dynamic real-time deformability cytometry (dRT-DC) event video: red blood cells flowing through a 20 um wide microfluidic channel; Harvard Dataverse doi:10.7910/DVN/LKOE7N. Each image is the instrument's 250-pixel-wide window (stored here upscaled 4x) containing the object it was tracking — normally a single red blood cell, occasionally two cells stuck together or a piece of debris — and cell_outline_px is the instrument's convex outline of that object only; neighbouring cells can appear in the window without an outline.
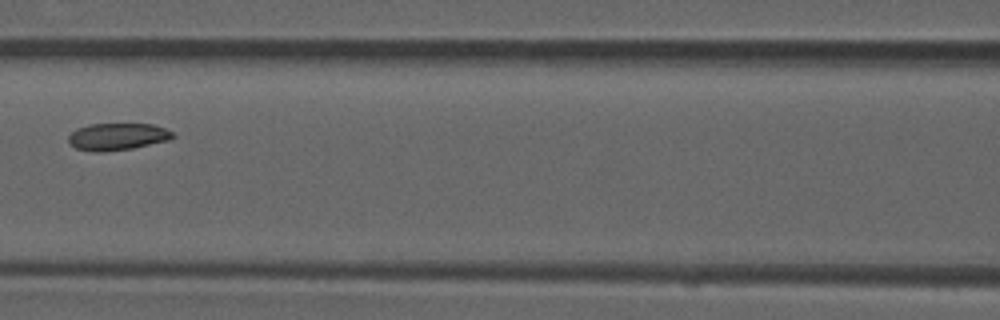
{"species": "common noctule bat (a hibernating species)", "species_latin": "Nyctalus noctula", "temperature_condition": "room temperature", "stored_images_in_passage": 6, "camera_frame_rate_fps": 3000, "um_per_image_px": 0.085, "animal": {"sex": "male", "forearm_length_mm": 52.5}, "frame": {"image": 1, "passage_image": 6, "time_ms": 1.667, "image_size_px": [1000, 320], "cell_outline_px": [[176, 136], [172, 140], [132, 148], [104, 152], [92, 152], [76, 148], [68, 144], [68, 136], [76, 128], [88, 124], [152, 124], [164, 128], [172, 132]], "centroid_in_image_um": [9.97, 11.62], "position_along_channel_um": 156.6, "area_um2": 16.7}}